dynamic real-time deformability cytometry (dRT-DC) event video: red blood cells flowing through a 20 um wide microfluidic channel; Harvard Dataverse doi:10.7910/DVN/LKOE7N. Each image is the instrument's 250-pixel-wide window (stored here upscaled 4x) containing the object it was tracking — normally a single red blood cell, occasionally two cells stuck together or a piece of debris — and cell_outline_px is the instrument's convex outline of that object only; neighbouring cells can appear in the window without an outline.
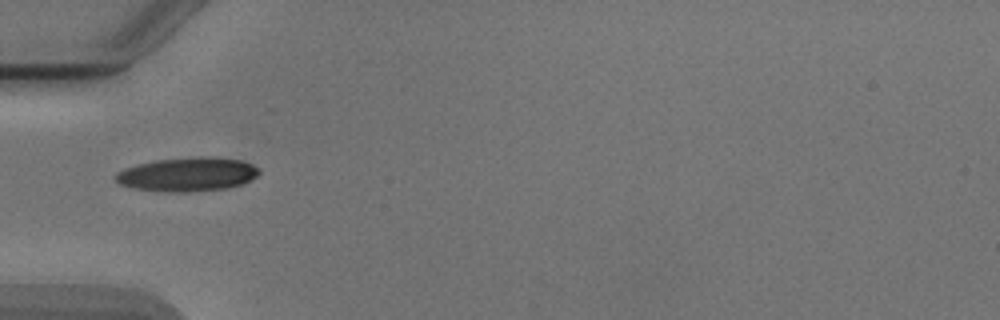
{"species": "Egyptian fruit bat (a non-hibernating species)", "species_latin": "Rousettus aegyptiacus", "temperature_condition": "cold", "stored_images_in_passage": 36, "camera_frame_rate_fps": 3000, "um_per_image_px": 0.085, "animal": {"sex": "male"}, "frame": {"image": 1, "passage_image": 1, "time_ms": 0.0, "image_size_px": [1000, 320], "cell_outline_px": [[260, 172], [252, 180], [244, 184], [228, 188], [188, 192], [164, 192], [136, 188], [120, 184], [112, 176], [116, 172], [124, 168], [156, 160], [200, 156], [212, 156], [244, 160], [260, 168]], "centroid_in_image_um": [15.99, 14.81], "position_along_channel_um": 69.0, "area_um2": 28.73}}
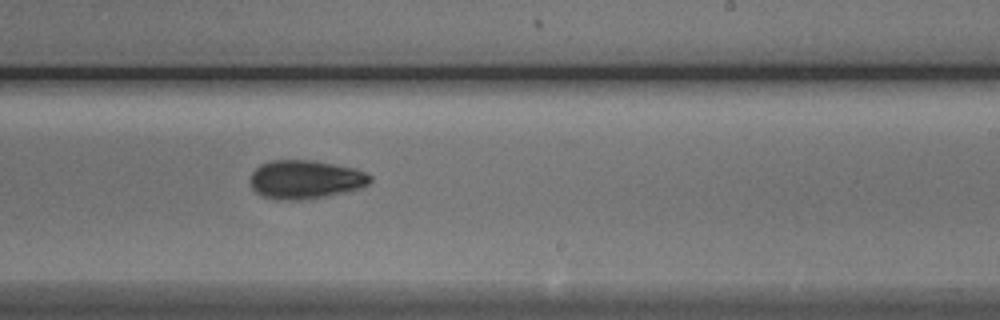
{"frame": {"image": 2, "passage_image": 16, "time_ms": 5.0, "image_size_px": [1000, 320], "cell_outline_px": [[372, 180], [368, 184], [360, 188], [348, 192], [328, 196], [300, 200], [276, 200], [260, 196], [252, 188], [248, 180], [252, 172], [260, 164], [272, 160], [312, 160], [352, 168], [364, 172], [372, 176]], "centroid_in_image_um": [25.91, 15.27], "position_along_channel_um": 263.1, "area_um2": 27.28}}
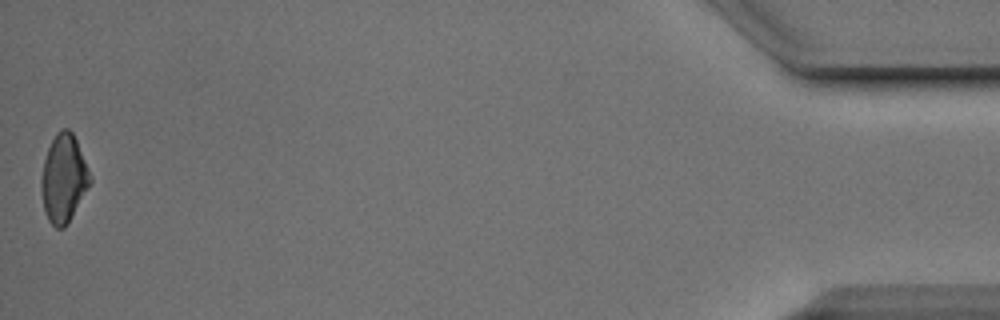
{"frame": {"image": 3, "passage_image": 36, "time_ms": 11.667, "image_size_px": [1000, 320], "cell_outline_px": [[92, 180], [88, 188], [64, 228], [56, 228], [48, 220], [44, 208], [40, 184], [40, 180], [44, 160], [48, 148], [56, 132], [60, 128], [68, 128], [72, 132], [76, 140], [92, 176]], "centroid_in_image_um": [5.4, 15.14], "position_along_channel_um": 429.8, "area_um2": 24.8}, "authors_computed_cell_mechanics": {"area_um2": 26.2701, "velocity_mm_per_s": 3.8917, "shape_relaxation_time_tau1_ms": 2.9842, "shape_relaxation_time_tau2_ms": 4.2723, "deformation_change_tau1": 0.1179, "deformation_change_tau2": 0.0951}}